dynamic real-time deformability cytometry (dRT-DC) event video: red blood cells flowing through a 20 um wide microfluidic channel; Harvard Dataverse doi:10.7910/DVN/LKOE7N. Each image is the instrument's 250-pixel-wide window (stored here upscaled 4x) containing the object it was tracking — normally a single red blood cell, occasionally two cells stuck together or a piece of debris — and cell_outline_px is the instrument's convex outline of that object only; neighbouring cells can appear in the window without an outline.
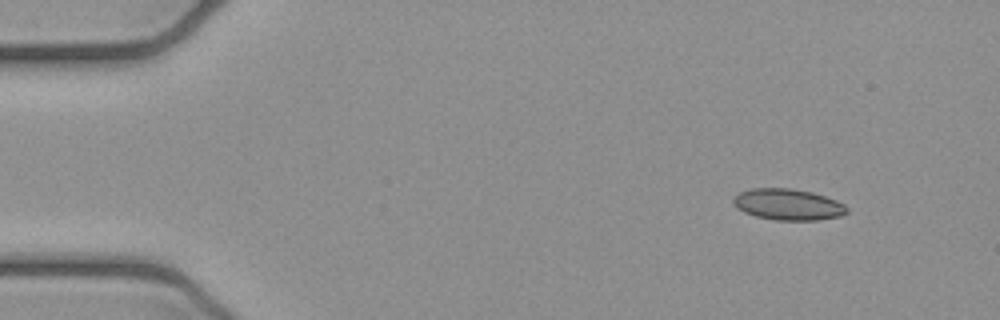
{"species": "common noctule bat (a hibernating species)", "species_latin": "Nyctalus noctula", "temperature_condition": "cold", "stored_images_in_passage": 7, "camera_frame_rate_fps": 3000, "um_per_image_px": 0.085, "animal": {"sex": "female", "body_mass_g": 21.9}, "frame": {"image": 1, "passage_image": 1, "time_ms": 0.0, "image_size_px": [1000, 320], "cell_outline_px": [[848, 212], [840, 216], [820, 220], [776, 220], [756, 216], [744, 212], [736, 208], [732, 204], [732, 200], [740, 192], [752, 188], [788, 188], [812, 192], [836, 200], [844, 204], [848, 208]], "centroid_in_image_um": [66.98, 17.38], "position_along_channel_um": 18.0, "area_um2": 20.69}}
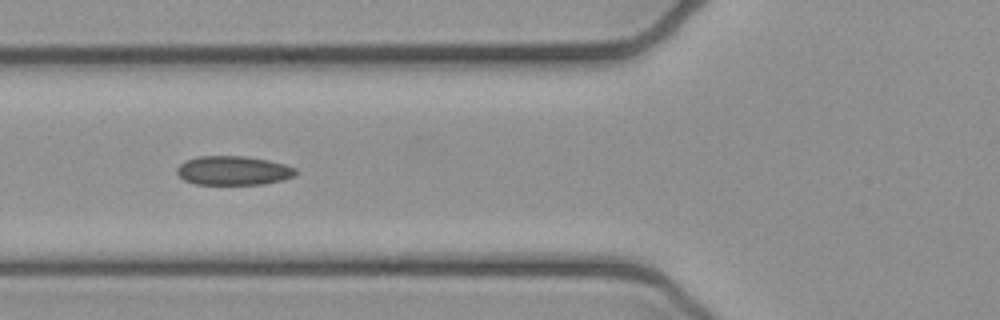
{"frame": {"image": 2, "passage_image": 5, "time_ms": 1.333, "image_size_px": [1000, 320], "cell_outline_px": [[300, 172], [296, 176], [284, 180], [264, 184], [196, 184], [184, 180], [176, 172], [176, 168], [184, 160], [200, 156], [244, 156], [268, 160], [284, 164], [296, 168]], "centroid_in_image_um": [19.87, 14.5], "position_along_channel_um": 105.9, "area_um2": 20.35}}
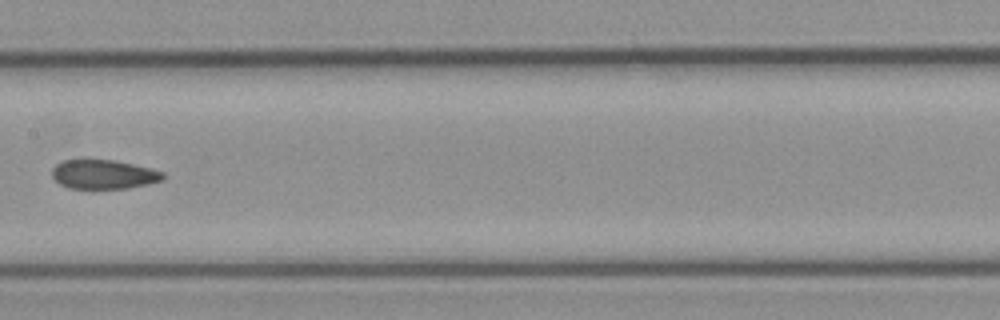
{"frame": {"image": 3, "passage_image": 7, "time_ms": 2.0, "image_size_px": [1000, 320], "cell_outline_px": [[164, 180], [148, 184], [128, 188], [68, 188], [60, 184], [52, 176], [52, 168], [56, 164], [64, 160], [112, 160], [152, 168], [164, 172]], "centroid_in_image_um": [8.83, 14.82], "position_along_channel_um": 198.6, "area_um2": 18.79}}